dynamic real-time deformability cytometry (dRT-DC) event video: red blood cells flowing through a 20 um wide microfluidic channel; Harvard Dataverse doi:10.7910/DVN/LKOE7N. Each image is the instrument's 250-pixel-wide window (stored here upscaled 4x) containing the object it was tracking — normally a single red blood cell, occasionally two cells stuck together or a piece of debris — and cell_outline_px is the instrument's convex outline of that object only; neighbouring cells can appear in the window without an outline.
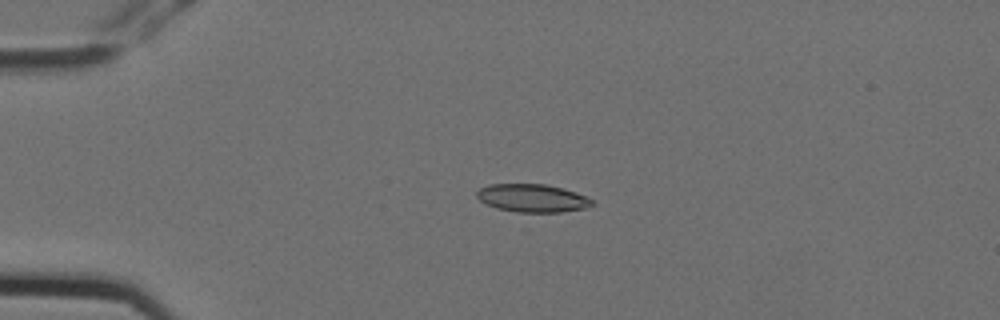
{"species": "Egyptian fruit bat (a non-hibernating species)", "species_latin": "Rousettus aegyptiacus", "temperature_condition": "cold", "stored_images_in_passage": 5, "camera_frame_rate_fps": 3000, "um_per_image_px": 0.085, "animal": {"sex": "female"}, "frame": {"image": 1, "passage_image": 4, "time_ms": 1.0, "image_size_px": [1000, 320], "cell_outline_px": [[596, 204], [584, 208], [560, 212], [516, 212], [496, 208], [480, 200], [476, 196], [476, 192], [480, 188], [488, 184], [544, 184], [564, 188], [584, 196], [592, 200]], "centroid_in_image_um": [45.23, 16.83], "position_along_channel_um": 39.8, "area_um2": 18.73}}